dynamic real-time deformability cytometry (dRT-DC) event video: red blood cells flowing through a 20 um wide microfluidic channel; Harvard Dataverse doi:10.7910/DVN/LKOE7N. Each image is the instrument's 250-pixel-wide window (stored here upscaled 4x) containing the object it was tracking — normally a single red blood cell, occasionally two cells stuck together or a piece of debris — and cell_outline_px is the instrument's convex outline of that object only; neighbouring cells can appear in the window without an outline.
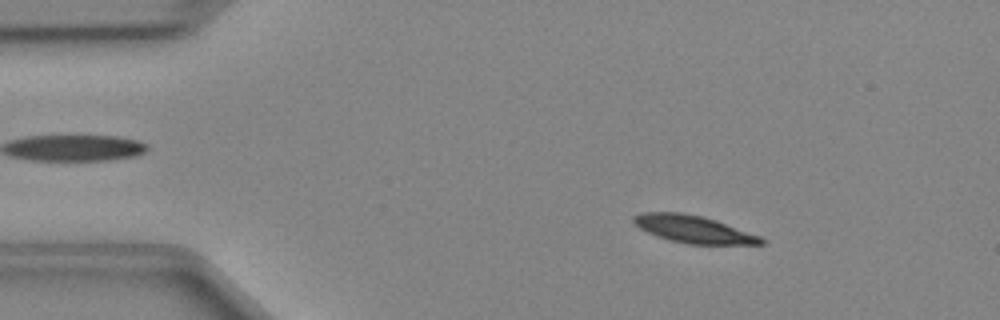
{"species": "Egyptian fruit bat (a non-hibernating species)", "species_latin": "Rousettus aegyptiacus", "temperature_condition": "cold", "stored_images_in_passage": 49, "camera_frame_rate_fps": 3000, "um_per_image_px": 0.085, "animal": {"sex": "female"}, "frame": {"image": 1, "passage_image": 8, "time_ms": 2.333, "image_size_px": [1000, 320], "cell_outline_px": [[764, 244], [688, 244], [668, 240], [656, 236], [640, 228], [632, 220], [632, 216], [640, 212], [680, 212], [704, 216], [716, 220], [760, 236], [764, 240]], "centroid_in_image_um": [58.91, 19.47], "position_along_channel_um": 26.1, "area_um2": 20.35}}
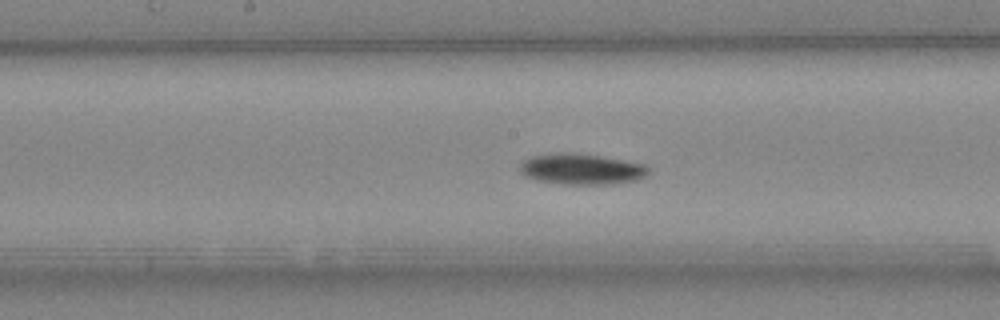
{"frame": {"image": 2, "passage_image": 25, "time_ms": 8.0, "image_size_px": [1000, 320], "cell_outline_px": [[648, 172], [644, 176], [636, 180], [612, 184], [568, 184], [536, 180], [524, 176], [520, 172], [520, 164], [524, 160], [532, 156], [556, 152], [572, 152], [600, 156], [644, 164], [648, 168]], "centroid_in_image_um": [49.38, 14.36], "position_along_channel_um": 198.8, "area_um2": 23.0}}
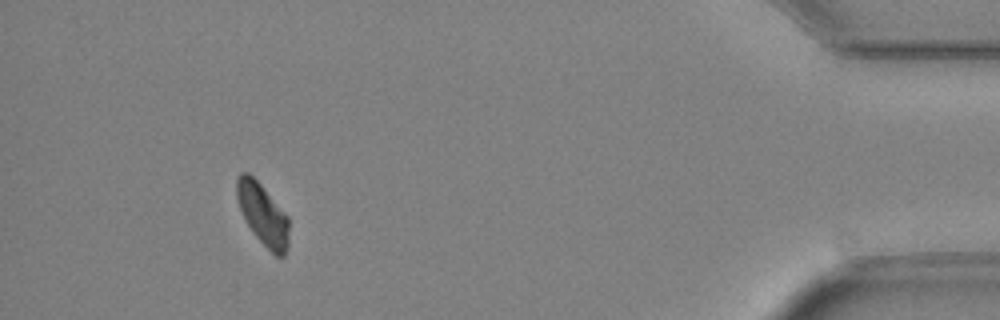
{"frame": {"image": 3, "passage_image": 45, "time_ms": 14.667, "image_size_px": [1000, 320], "cell_outline_px": [[288, 248], [284, 256], [276, 256], [252, 232], [244, 220], [236, 196], [236, 176], [240, 172], [248, 172], [260, 184], [288, 216]], "centroid_in_image_um": [22.31, 18.2], "position_along_channel_um": 412.9, "area_um2": 18.61}}